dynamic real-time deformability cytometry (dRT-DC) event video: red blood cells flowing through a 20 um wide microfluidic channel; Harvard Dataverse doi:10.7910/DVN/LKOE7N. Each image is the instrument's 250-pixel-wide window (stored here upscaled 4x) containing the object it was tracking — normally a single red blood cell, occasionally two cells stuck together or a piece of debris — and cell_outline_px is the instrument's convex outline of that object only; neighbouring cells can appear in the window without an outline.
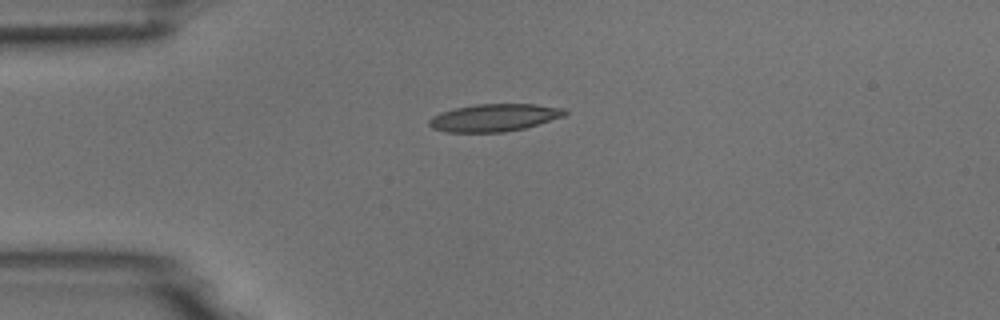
{"species": "common noctule bat (a hibernating species)", "species_latin": "Nyctalus noctula", "temperature_condition": "room temperature", "stored_images_in_passage": 3, "camera_frame_rate_fps": 3000, "um_per_image_px": 0.085, "animal": {"sex": "male", "body_mass_g": 18.8}, "frame": {"image": 1, "passage_image": 3, "time_ms": 2.333, "image_size_px": [1000, 320], "cell_outline_px": [[568, 112], [564, 116], [524, 128], [504, 132], [444, 132], [432, 128], [428, 124], [428, 120], [432, 116], [440, 112], [456, 108], [476, 104], [536, 104], [564, 108]], "centroid_in_image_um": [41.98, 10.0], "position_along_channel_um": 43.0, "area_um2": 21.73}}